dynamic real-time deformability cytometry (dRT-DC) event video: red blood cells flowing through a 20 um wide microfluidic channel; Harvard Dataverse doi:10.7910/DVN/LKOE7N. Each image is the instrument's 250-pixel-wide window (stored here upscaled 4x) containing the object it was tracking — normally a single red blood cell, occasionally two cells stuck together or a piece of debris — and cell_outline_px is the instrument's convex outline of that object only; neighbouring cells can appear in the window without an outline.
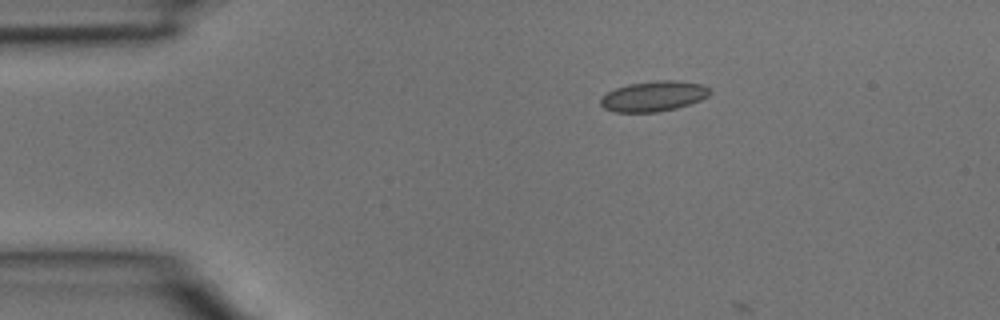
{"species": "common noctule bat (a hibernating species)", "species_latin": "Nyctalus noctula", "temperature_condition": "room temperature", "stored_images_in_passage": 2, "camera_frame_rate_fps": 3000, "um_per_image_px": 0.085, "animal": {"sex": "male", "body_mass_g": 15.6}, "frame": {"image": 1, "passage_image": 1, "time_ms": 0.0, "image_size_px": [1000, 320], "cell_outline_px": [[712, 92], [708, 96], [700, 100], [676, 108], [656, 112], [616, 112], [604, 108], [600, 104], [600, 100], [608, 92], [616, 88], [628, 84], [656, 80], [676, 80], [704, 84], [712, 88]], "centroid_in_image_um": [55.61, 8.16], "position_along_channel_um": 29.4, "area_um2": 19.36}}